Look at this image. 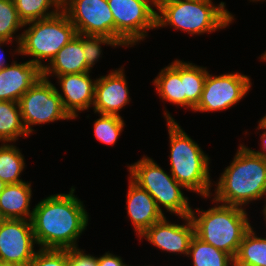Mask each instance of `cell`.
I'll list each match as a JSON object with an SVG mask.
<instances>
[{
  "instance_id": "d4e9b609",
  "label": "cell",
  "mask_w": 266,
  "mask_h": 266,
  "mask_svg": "<svg viewBox=\"0 0 266 266\" xmlns=\"http://www.w3.org/2000/svg\"><path fill=\"white\" fill-rule=\"evenodd\" d=\"M25 168L24 157L15 145L0 146V179L7 184L23 182L20 174Z\"/></svg>"
},
{
  "instance_id": "e575fe53",
  "label": "cell",
  "mask_w": 266,
  "mask_h": 266,
  "mask_svg": "<svg viewBox=\"0 0 266 266\" xmlns=\"http://www.w3.org/2000/svg\"><path fill=\"white\" fill-rule=\"evenodd\" d=\"M257 129H265L266 130V115L259 121Z\"/></svg>"
},
{
  "instance_id": "ffe728a7",
  "label": "cell",
  "mask_w": 266,
  "mask_h": 266,
  "mask_svg": "<svg viewBox=\"0 0 266 266\" xmlns=\"http://www.w3.org/2000/svg\"><path fill=\"white\" fill-rule=\"evenodd\" d=\"M153 83L163 100L186 107V95L180 77V60L176 59L163 68Z\"/></svg>"
},
{
  "instance_id": "4fadbf2b",
  "label": "cell",
  "mask_w": 266,
  "mask_h": 266,
  "mask_svg": "<svg viewBox=\"0 0 266 266\" xmlns=\"http://www.w3.org/2000/svg\"><path fill=\"white\" fill-rule=\"evenodd\" d=\"M187 221L184 225L168 223L166 217L154 223L141 236L161 250L188 255L192 238L195 235L194 224L190 216L181 217Z\"/></svg>"
},
{
  "instance_id": "7402d4cb",
  "label": "cell",
  "mask_w": 266,
  "mask_h": 266,
  "mask_svg": "<svg viewBox=\"0 0 266 266\" xmlns=\"http://www.w3.org/2000/svg\"><path fill=\"white\" fill-rule=\"evenodd\" d=\"M207 73L206 68L180 61V77L183 81L187 109L193 111L199 103Z\"/></svg>"
},
{
  "instance_id": "9a60e30c",
  "label": "cell",
  "mask_w": 266,
  "mask_h": 266,
  "mask_svg": "<svg viewBox=\"0 0 266 266\" xmlns=\"http://www.w3.org/2000/svg\"><path fill=\"white\" fill-rule=\"evenodd\" d=\"M43 78V68L30 60L13 62L0 69V101L18 102L22 95Z\"/></svg>"
},
{
  "instance_id": "5bb4252c",
  "label": "cell",
  "mask_w": 266,
  "mask_h": 266,
  "mask_svg": "<svg viewBox=\"0 0 266 266\" xmlns=\"http://www.w3.org/2000/svg\"><path fill=\"white\" fill-rule=\"evenodd\" d=\"M127 81L123 69L111 71L96 79L93 108L95 113L119 115V111L130 102Z\"/></svg>"
},
{
  "instance_id": "2e32d148",
  "label": "cell",
  "mask_w": 266,
  "mask_h": 266,
  "mask_svg": "<svg viewBox=\"0 0 266 266\" xmlns=\"http://www.w3.org/2000/svg\"><path fill=\"white\" fill-rule=\"evenodd\" d=\"M90 72L57 76L63 94L59 92L64 110L75 119L78 111L87 110L94 103L95 84ZM64 95V96H62Z\"/></svg>"
},
{
  "instance_id": "1f68e13d",
  "label": "cell",
  "mask_w": 266,
  "mask_h": 266,
  "mask_svg": "<svg viewBox=\"0 0 266 266\" xmlns=\"http://www.w3.org/2000/svg\"><path fill=\"white\" fill-rule=\"evenodd\" d=\"M122 261L121 257L106 252L98 258V266H128Z\"/></svg>"
},
{
  "instance_id": "8992f818",
  "label": "cell",
  "mask_w": 266,
  "mask_h": 266,
  "mask_svg": "<svg viewBox=\"0 0 266 266\" xmlns=\"http://www.w3.org/2000/svg\"><path fill=\"white\" fill-rule=\"evenodd\" d=\"M27 25L28 29L15 38L18 41L16 52L35 57L30 61L42 68L45 67L42 59L50 63L57 52L77 35L75 26L62 9L49 18L24 24Z\"/></svg>"
},
{
  "instance_id": "d590c367",
  "label": "cell",
  "mask_w": 266,
  "mask_h": 266,
  "mask_svg": "<svg viewBox=\"0 0 266 266\" xmlns=\"http://www.w3.org/2000/svg\"><path fill=\"white\" fill-rule=\"evenodd\" d=\"M7 183L0 179V194L3 192L4 188L6 187Z\"/></svg>"
},
{
  "instance_id": "44dd1931",
  "label": "cell",
  "mask_w": 266,
  "mask_h": 266,
  "mask_svg": "<svg viewBox=\"0 0 266 266\" xmlns=\"http://www.w3.org/2000/svg\"><path fill=\"white\" fill-rule=\"evenodd\" d=\"M29 134L24 126L19 103L15 101H0V141L14 142L20 136Z\"/></svg>"
},
{
  "instance_id": "4dcf8cb0",
  "label": "cell",
  "mask_w": 266,
  "mask_h": 266,
  "mask_svg": "<svg viewBox=\"0 0 266 266\" xmlns=\"http://www.w3.org/2000/svg\"><path fill=\"white\" fill-rule=\"evenodd\" d=\"M67 252L68 266H98V257L87 255L78 247L67 249Z\"/></svg>"
},
{
  "instance_id": "83f0119b",
  "label": "cell",
  "mask_w": 266,
  "mask_h": 266,
  "mask_svg": "<svg viewBox=\"0 0 266 266\" xmlns=\"http://www.w3.org/2000/svg\"><path fill=\"white\" fill-rule=\"evenodd\" d=\"M22 27L14 0H0V40L12 41L13 34Z\"/></svg>"
},
{
  "instance_id": "30bf717a",
  "label": "cell",
  "mask_w": 266,
  "mask_h": 266,
  "mask_svg": "<svg viewBox=\"0 0 266 266\" xmlns=\"http://www.w3.org/2000/svg\"><path fill=\"white\" fill-rule=\"evenodd\" d=\"M251 88L249 76L239 73H207L201 99L193 111H220L237 104Z\"/></svg>"
},
{
  "instance_id": "8d00e7d4",
  "label": "cell",
  "mask_w": 266,
  "mask_h": 266,
  "mask_svg": "<svg viewBox=\"0 0 266 266\" xmlns=\"http://www.w3.org/2000/svg\"><path fill=\"white\" fill-rule=\"evenodd\" d=\"M0 266H14V265L8 264V263L0 260Z\"/></svg>"
},
{
  "instance_id": "5b68a950",
  "label": "cell",
  "mask_w": 266,
  "mask_h": 266,
  "mask_svg": "<svg viewBox=\"0 0 266 266\" xmlns=\"http://www.w3.org/2000/svg\"><path fill=\"white\" fill-rule=\"evenodd\" d=\"M196 212L199 216L194 210L190 213L195 236L235 258L241 241L252 227L245 209L221 204L206 211L196 208Z\"/></svg>"
},
{
  "instance_id": "e0dca14e",
  "label": "cell",
  "mask_w": 266,
  "mask_h": 266,
  "mask_svg": "<svg viewBox=\"0 0 266 266\" xmlns=\"http://www.w3.org/2000/svg\"><path fill=\"white\" fill-rule=\"evenodd\" d=\"M127 192V213L134 231L141 236L154 223L162 220L164 213L157 207L154 198L131 178Z\"/></svg>"
},
{
  "instance_id": "484cf974",
  "label": "cell",
  "mask_w": 266,
  "mask_h": 266,
  "mask_svg": "<svg viewBox=\"0 0 266 266\" xmlns=\"http://www.w3.org/2000/svg\"><path fill=\"white\" fill-rule=\"evenodd\" d=\"M20 20L26 24L39 19L49 18L62 9V0H14ZM55 10L49 11V8Z\"/></svg>"
},
{
  "instance_id": "ba28073f",
  "label": "cell",
  "mask_w": 266,
  "mask_h": 266,
  "mask_svg": "<svg viewBox=\"0 0 266 266\" xmlns=\"http://www.w3.org/2000/svg\"><path fill=\"white\" fill-rule=\"evenodd\" d=\"M114 18V41L133 46L155 29L157 0H107Z\"/></svg>"
},
{
  "instance_id": "ac0fdd59",
  "label": "cell",
  "mask_w": 266,
  "mask_h": 266,
  "mask_svg": "<svg viewBox=\"0 0 266 266\" xmlns=\"http://www.w3.org/2000/svg\"><path fill=\"white\" fill-rule=\"evenodd\" d=\"M43 68V77L48 79L52 73L55 76L90 72L82 49V34H77L64 45L56 56ZM48 76V77H47Z\"/></svg>"
},
{
  "instance_id": "cb8c5ba5",
  "label": "cell",
  "mask_w": 266,
  "mask_h": 266,
  "mask_svg": "<svg viewBox=\"0 0 266 266\" xmlns=\"http://www.w3.org/2000/svg\"><path fill=\"white\" fill-rule=\"evenodd\" d=\"M193 266H234V258L194 235L188 250Z\"/></svg>"
},
{
  "instance_id": "9c48e42d",
  "label": "cell",
  "mask_w": 266,
  "mask_h": 266,
  "mask_svg": "<svg viewBox=\"0 0 266 266\" xmlns=\"http://www.w3.org/2000/svg\"><path fill=\"white\" fill-rule=\"evenodd\" d=\"M18 103L28 134L34 131L32 125L72 119L63 108L59 90L44 77L28 89Z\"/></svg>"
},
{
  "instance_id": "f546056e",
  "label": "cell",
  "mask_w": 266,
  "mask_h": 266,
  "mask_svg": "<svg viewBox=\"0 0 266 266\" xmlns=\"http://www.w3.org/2000/svg\"><path fill=\"white\" fill-rule=\"evenodd\" d=\"M27 266H68L67 249H41Z\"/></svg>"
},
{
  "instance_id": "8fae6325",
  "label": "cell",
  "mask_w": 266,
  "mask_h": 266,
  "mask_svg": "<svg viewBox=\"0 0 266 266\" xmlns=\"http://www.w3.org/2000/svg\"><path fill=\"white\" fill-rule=\"evenodd\" d=\"M62 10L75 26L77 34L114 40V18L107 0H62Z\"/></svg>"
},
{
  "instance_id": "d6a6232c",
  "label": "cell",
  "mask_w": 266,
  "mask_h": 266,
  "mask_svg": "<svg viewBox=\"0 0 266 266\" xmlns=\"http://www.w3.org/2000/svg\"><path fill=\"white\" fill-rule=\"evenodd\" d=\"M261 144H262V148L261 151H254L252 150L254 153H257L258 155H260L265 161H266V131L263 132V134L261 135Z\"/></svg>"
},
{
  "instance_id": "836d02e7",
  "label": "cell",
  "mask_w": 266,
  "mask_h": 266,
  "mask_svg": "<svg viewBox=\"0 0 266 266\" xmlns=\"http://www.w3.org/2000/svg\"><path fill=\"white\" fill-rule=\"evenodd\" d=\"M8 43V42H12V41H8V40H0V47H1V43L4 44V43ZM1 49V48H0ZM1 51V50H0ZM5 58H4V55L2 53V51L0 52V69L5 67L6 65H9V64H5Z\"/></svg>"
},
{
  "instance_id": "52a82bcc",
  "label": "cell",
  "mask_w": 266,
  "mask_h": 266,
  "mask_svg": "<svg viewBox=\"0 0 266 266\" xmlns=\"http://www.w3.org/2000/svg\"><path fill=\"white\" fill-rule=\"evenodd\" d=\"M128 167L129 178L154 198L161 212L160 205L179 217L190 216L192 208L181 190L185 187L172 175H168L154 160L143 156L142 159Z\"/></svg>"
},
{
  "instance_id": "f1b7e54d",
  "label": "cell",
  "mask_w": 266,
  "mask_h": 266,
  "mask_svg": "<svg viewBox=\"0 0 266 266\" xmlns=\"http://www.w3.org/2000/svg\"><path fill=\"white\" fill-rule=\"evenodd\" d=\"M101 44L111 46H119L113 39L105 36H93L82 34V49L87 63V67L91 69L101 55Z\"/></svg>"
},
{
  "instance_id": "6da1fadb",
  "label": "cell",
  "mask_w": 266,
  "mask_h": 266,
  "mask_svg": "<svg viewBox=\"0 0 266 266\" xmlns=\"http://www.w3.org/2000/svg\"><path fill=\"white\" fill-rule=\"evenodd\" d=\"M74 190L44 198L33 208V233L41 249L77 247L76 241L86 229L89 217Z\"/></svg>"
},
{
  "instance_id": "603a6c76",
  "label": "cell",
  "mask_w": 266,
  "mask_h": 266,
  "mask_svg": "<svg viewBox=\"0 0 266 266\" xmlns=\"http://www.w3.org/2000/svg\"><path fill=\"white\" fill-rule=\"evenodd\" d=\"M234 266H266V238L257 237L252 227L240 243Z\"/></svg>"
},
{
  "instance_id": "7a4b0ae2",
  "label": "cell",
  "mask_w": 266,
  "mask_h": 266,
  "mask_svg": "<svg viewBox=\"0 0 266 266\" xmlns=\"http://www.w3.org/2000/svg\"><path fill=\"white\" fill-rule=\"evenodd\" d=\"M213 201L241 207L266 194V161L252 149L240 145L216 183ZM218 202V203H217Z\"/></svg>"
},
{
  "instance_id": "277c9868",
  "label": "cell",
  "mask_w": 266,
  "mask_h": 266,
  "mask_svg": "<svg viewBox=\"0 0 266 266\" xmlns=\"http://www.w3.org/2000/svg\"><path fill=\"white\" fill-rule=\"evenodd\" d=\"M170 138L171 175L186 190L210 197L209 157L175 122L169 113H164Z\"/></svg>"
},
{
  "instance_id": "d6986e66",
  "label": "cell",
  "mask_w": 266,
  "mask_h": 266,
  "mask_svg": "<svg viewBox=\"0 0 266 266\" xmlns=\"http://www.w3.org/2000/svg\"><path fill=\"white\" fill-rule=\"evenodd\" d=\"M32 197L31 183L25 181L17 184H7L0 194V219L31 220L30 211Z\"/></svg>"
},
{
  "instance_id": "f35d334b",
  "label": "cell",
  "mask_w": 266,
  "mask_h": 266,
  "mask_svg": "<svg viewBox=\"0 0 266 266\" xmlns=\"http://www.w3.org/2000/svg\"><path fill=\"white\" fill-rule=\"evenodd\" d=\"M263 214L265 215V220H266V205L264 206V209H263Z\"/></svg>"
},
{
  "instance_id": "3957f363",
  "label": "cell",
  "mask_w": 266,
  "mask_h": 266,
  "mask_svg": "<svg viewBox=\"0 0 266 266\" xmlns=\"http://www.w3.org/2000/svg\"><path fill=\"white\" fill-rule=\"evenodd\" d=\"M156 8L157 28L169 24L190 35L226 28L234 20L224 2L215 6L212 0H157Z\"/></svg>"
},
{
  "instance_id": "7c38bea8",
  "label": "cell",
  "mask_w": 266,
  "mask_h": 266,
  "mask_svg": "<svg viewBox=\"0 0 266 266\" xmlns=\"http://www.w3.org/2000/svg\"><path fill=\"white\" fill-rule=\"evenodd\" d=\"M36 244L31 220L0 219V260L27 266L34 258Z\"/></svg>"
},
{
  "instance_id": "74e56055",
  "label": "cell",
  "mask_w": 266,
  "mask_h": 266,
  "mask_svg": "<svg viewBox=\"0 0 266 266\" xmlns=\"http://www.w3.org/2000/svg\"><path fill=\"white\" fill-rule=\"evenodd\" d=\"M261 60H266V51H265V53L264 54H262V56H261Z\"/></svg>"
},
{
  "instance_id": "4316f807",
  "label": "cell",
  "mask_w": 266,
  "mask_h": 266,
  "mask_svg": "<svg viewBox=\"0 0 266 266\" xmlns=\"http://www.w3.org/2000/svg\"><path fill=\"white\" fill-rule=\"evenodd\" d=\"M124 124L121 116L100 114V118L94 123L95 137L102 143L114 145L125 126Z\"/></svg>"
}]
</instances>
